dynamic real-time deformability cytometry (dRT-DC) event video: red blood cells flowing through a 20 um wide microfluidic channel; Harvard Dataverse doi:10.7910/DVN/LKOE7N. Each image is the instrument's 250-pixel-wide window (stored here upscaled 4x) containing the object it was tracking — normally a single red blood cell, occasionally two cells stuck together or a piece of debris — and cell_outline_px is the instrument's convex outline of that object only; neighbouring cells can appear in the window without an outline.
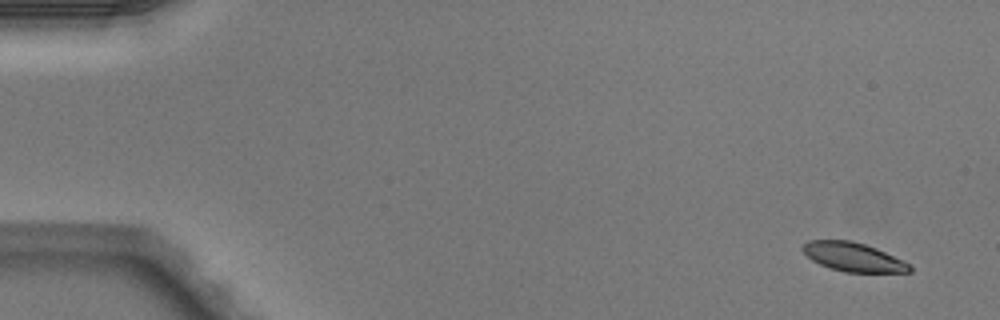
{"species": "Egyptian fruit bat (a non-hibernating species)", "species_latin": "Rousettus aegyptiacus", "temperature_condition": "warm", "stored_images_in_passage": 6, "camera_frame_rate_fps": 3000, "um_per_image_px": 0.085, "animal": {"sex": "male"}, "frame": {"image": 1, "passage_image": 1, "time_ms": 0.0, "image_size_px": [1000, 320], "cell_outline_px": [[912, 272], [844, 272], [820, 264], [812, 260], [800, 248], [808, 240], [852, 240], [876, 248], [908, 264], [912, 268]], "centroid_in_image_um": [72.48, 21.84], "position_along_channel_um": 12.5, "area_um2": 17.69}}
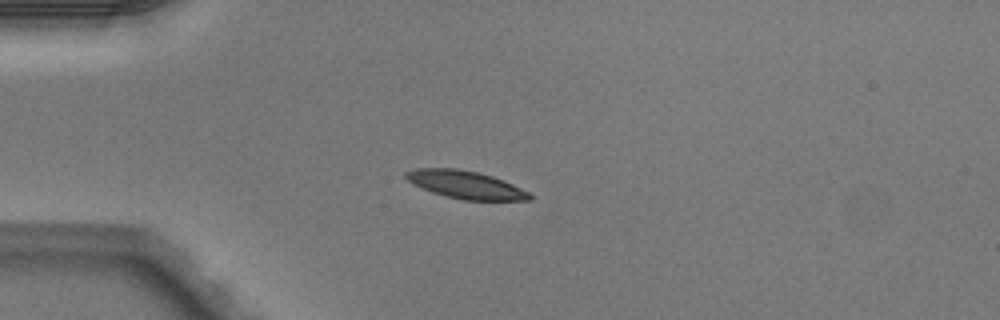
{"frame": {"image": 2, "passage_image": 4, "time_ms": 1.0, "image_size_px": [1000, 320], "cell_outline_px": [[532, 200], [464, 200], [444, 196], [432, 192], [412, 184], [404, 176], [404, 172], [416, 168], [456, 168], [476, 172], [492, 176], [512, 184], [528, 192], [532, 196]], "centroid_in_image_um": [39.53, 15.7], "position_along_channel_um": 45.5, "area_um2": 19.94}}
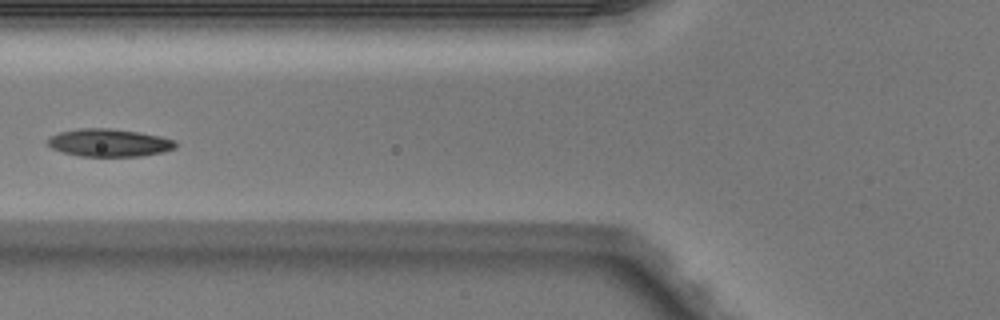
{"frame": {"image": 3, "passage_image": 6, "time_ms": 1.667, "image_size_px": [1000, 320], "cell_outline_px": [[176, 148], [164, 152], [144, 156], [80, 156], [64, 152], [52, 148], [48, 144], [48, 140], [52, 136], [60, 132], [80, 128], [108, 128], [136, 132], [160, 136], [176, 140]], "centroid_in_image_um": [9.33, 12.14], "position_along_channel_um": 116.5, "area_um2": 20.52}}